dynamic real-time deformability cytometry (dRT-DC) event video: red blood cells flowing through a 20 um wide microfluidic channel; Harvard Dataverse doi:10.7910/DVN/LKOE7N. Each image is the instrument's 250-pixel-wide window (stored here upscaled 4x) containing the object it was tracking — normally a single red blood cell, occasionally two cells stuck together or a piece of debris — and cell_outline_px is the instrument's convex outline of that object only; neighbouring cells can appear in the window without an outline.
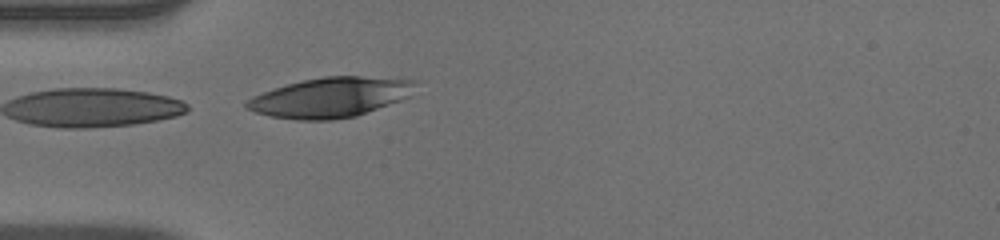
{"species": "human", "species_latin": "Homo sapiens", "temperature_condition": "warm", "stored_images_in_passage": 12, "camera_frame_rate_fps": 3000, "um_per_image_px": 0.085, "donor": {"sex": "male"}, "frame": {"image": 1, "passage_image": 12, "time_ms": 3.667, "image_size_px": [1000, 240], "cell_outline_px": [[412, 96], [356, 116], [332, 120], [296, 120], [272, 116], [256, 112], [244, 108], [244, 104], [252, 96], [288, 84], [304, 80], [324, 76], [360, 76], [412, 80]], "centroid_in_image_um": [28.05, 8.29], "position_along_channel_um": 57.0, "area_um2": 38.73}}